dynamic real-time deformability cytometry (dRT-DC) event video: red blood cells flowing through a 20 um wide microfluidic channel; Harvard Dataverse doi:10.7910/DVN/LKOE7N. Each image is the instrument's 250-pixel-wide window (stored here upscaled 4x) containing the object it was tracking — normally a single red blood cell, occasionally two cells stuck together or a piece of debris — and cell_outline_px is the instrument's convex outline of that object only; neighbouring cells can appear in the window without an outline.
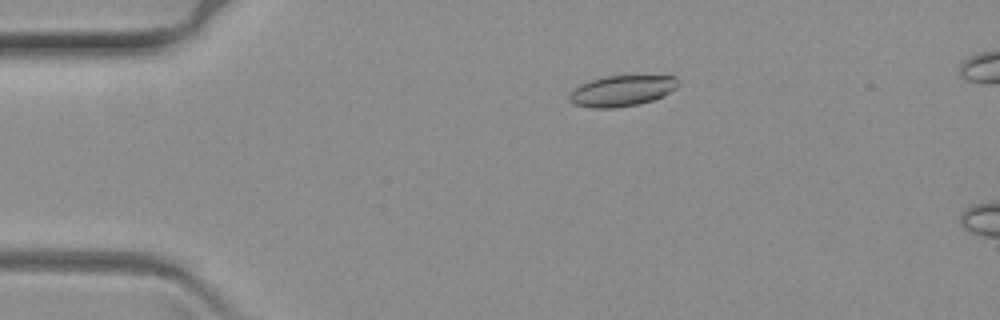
{"species": "common noctule bat (a hibernating species)", "species_latin": "Nyctalus noctula", "temperature_condition": "warm", "stored_images_in_passage": 19, "camera_frame_rate_fps": 3000, "um_per_image_px": 0.085, "animal": {"sex": "female", "body_mass_g": 19.3, "forearm_length_mm": 54.1}, "frame": {"image": 1, "passage_image": 14, "time_ms": 4.333, "image_size_px": [1000, 320], "cell_outline_px": [[680, 84], [676, 88], [652, 100], [636, 104], [616, 108], [592, 108], [576, 104], [568, 96], [580, 84], [604, 76], [676, 76]], "centroid_in_image_um": [52.88, 7.71], "position_along_channel_um": 32.1, "area_um2": 19.13}}